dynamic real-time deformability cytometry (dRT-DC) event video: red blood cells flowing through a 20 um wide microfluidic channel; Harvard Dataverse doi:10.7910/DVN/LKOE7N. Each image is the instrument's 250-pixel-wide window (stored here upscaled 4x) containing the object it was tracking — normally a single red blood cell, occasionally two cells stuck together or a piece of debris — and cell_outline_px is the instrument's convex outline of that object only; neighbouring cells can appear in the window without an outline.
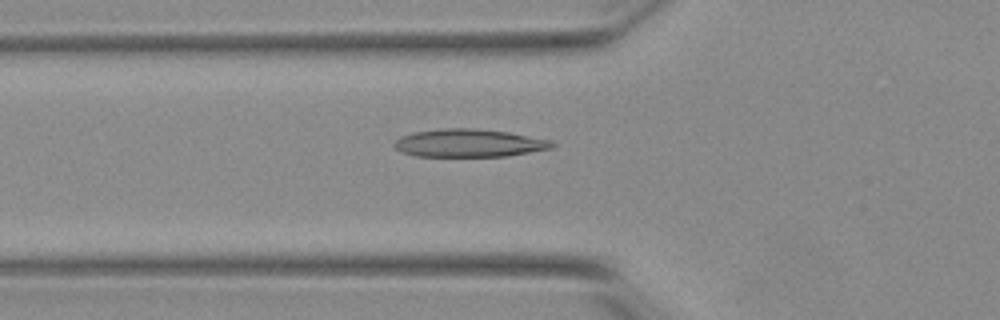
{"species": "Egyptian fruit bat (a non-hibernating species)", "species_latin": "Rousettus aegyptiacus", "temperature_condition": "warm", "stored_images_in_passage": 20, "camera_frame_rate_fps": 3000, "um_per_image_px": 0.085, "animal": {"sex": "female"}, "frame": {"image": 1, "passage_image": 10, "time_ms": 3.0, "image_size_px": [1000, 320], "cell_outline_px": [[556, 144], [552, 148], [508, 156], [416, 156], [400, 152], [392, 144], [400, 136], [412, 132], [444, 128], [476, 128], [508, 132], [552, 140]], "centroid_in_image_um": [39.85, 12.15], "position_along_channel_um": 85.9, "area_um2": 25.84}}
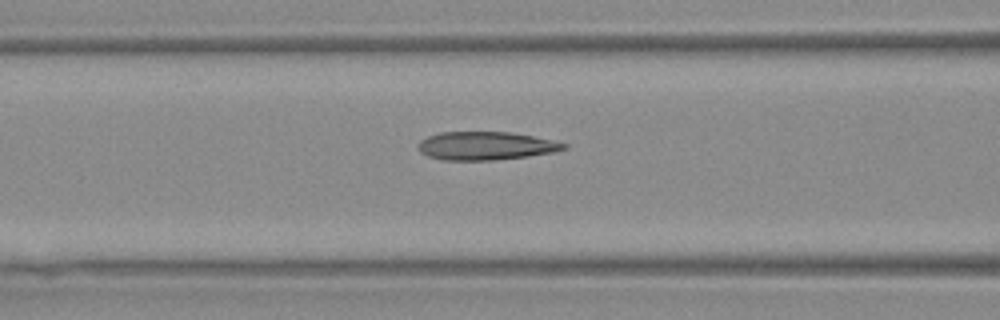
{"frame": {"image": 2, "passage_image": 13, "time_ms": 4.0, "image_size_px": [1000, 320], "cell_outline_px": [[568, 148], [556, 152], [528, 156], [492, 160], [444, 160], [428, 156], [420, 152], [420, 140], [428, 136], [440, 132], [512, 132], [532, 136], [568, 144]], "centroid_in_image_um": [41.32, 12.39], "position_along_channel_um": 125.3, "area_um2": 23.87}}
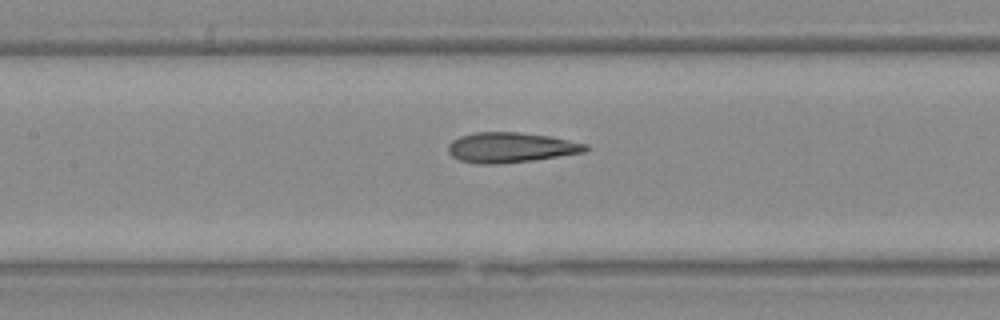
{"frame": {"image": 3, "passage_image": 16, "time_ms": 5.0, "image_size_px": [1000, 320], "cell_outline_px": [[588, 148], [584, 152], [532, 160], [496, 164], [480, 164], [460, 160], [452, 156], [448, 152], [448, 144], [452, 140], [460, 136], [476, 132], [520, 132], [552, 136], [588, 144]], "centroid_in_image_um": [43.4, 12.52], "position_along_channel_um": 164.0, "area_um2": 24.1}}